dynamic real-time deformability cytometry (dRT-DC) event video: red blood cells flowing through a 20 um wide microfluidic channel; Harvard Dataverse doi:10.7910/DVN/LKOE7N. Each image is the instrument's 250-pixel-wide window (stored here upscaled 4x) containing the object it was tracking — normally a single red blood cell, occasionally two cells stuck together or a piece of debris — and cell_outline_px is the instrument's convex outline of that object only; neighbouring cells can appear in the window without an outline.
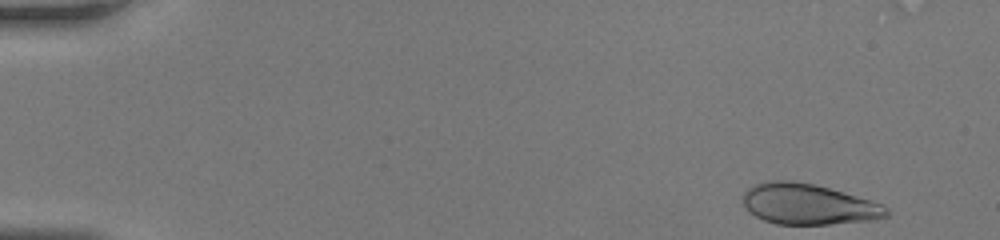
{"species": "human", "species_latin": "Homo sapiens", "temperature_condition": "room temperature", "stored_images_in_passage": 43, "camera_frame_rate_fps": 3000, "um_per_image_px": 0.085, "donor": {"sex": "female"}, "frame": {"image": 1, "passage_image": 1, "time_ms": 0.0, "image_size_px": [1000, 240], "cell_outline_px": [[888, 216], [872, 220], [828, 224], [776, 224], [764, 220], [756, 216], [744, 204], [744, 192], [752, 184], [772, 180], [792, 180], [812, 184], [844, 192], [880, 204], [888, 208]], "centroid_in_image_um": [68.69, 17.35], "position_along_channel_um": 16.3, "area_um2": 33.64}}
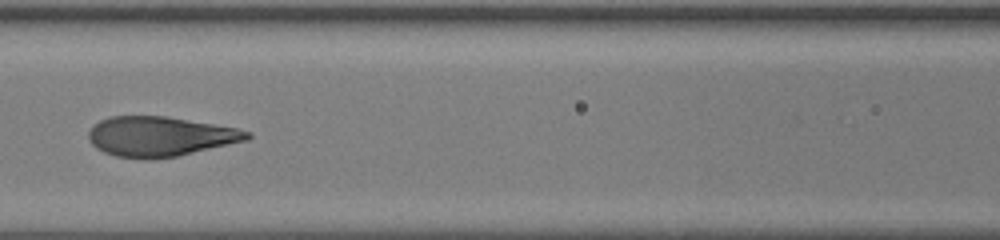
{"frame": {"image": 2, "passage_image": 19, "time_ms": 6.0, "image_size_px": [1000, 240], "cell_outline_px": [[252, 136], [248, 140], [176, 156], [148, 160], [140, 160], [116, 156], [104, 152], [96, 148], [88, 140], [88, 132], [92, 124], [108, 116], [164, 116], [236, 128], [252, 132]], "centroid_in_image_um": [13.55, 11.6], "position_along_channel_um": 153.1, "area_um2": 36.93}}
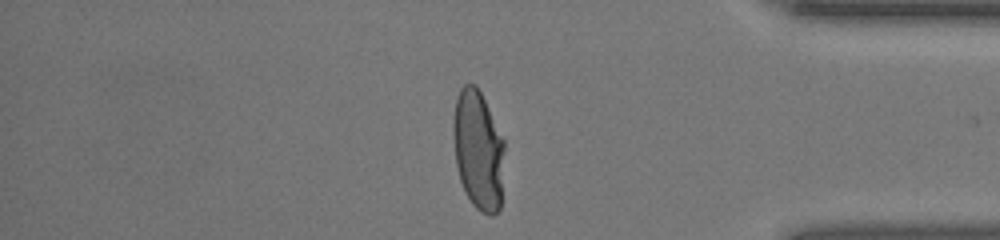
{"frame": {"image": 3, "passage_image": 36, "time_ms": 11.667, "image_size_px": [1000, 240], "cell_outline_px": [[504, 148], [500, 208], [492, 216], [488, 216], [480, 212], [472, 204], [464, 192], [460, 180], [456, 164], [452, 132], [452, 120], [456, 100], [460, 88], [464, 84], [476, 84], [504, 140]], "centroid_in_image_um": [40.62, 12.77], "position_along_channel_um": 394.6, "area_um2": 35.78}}